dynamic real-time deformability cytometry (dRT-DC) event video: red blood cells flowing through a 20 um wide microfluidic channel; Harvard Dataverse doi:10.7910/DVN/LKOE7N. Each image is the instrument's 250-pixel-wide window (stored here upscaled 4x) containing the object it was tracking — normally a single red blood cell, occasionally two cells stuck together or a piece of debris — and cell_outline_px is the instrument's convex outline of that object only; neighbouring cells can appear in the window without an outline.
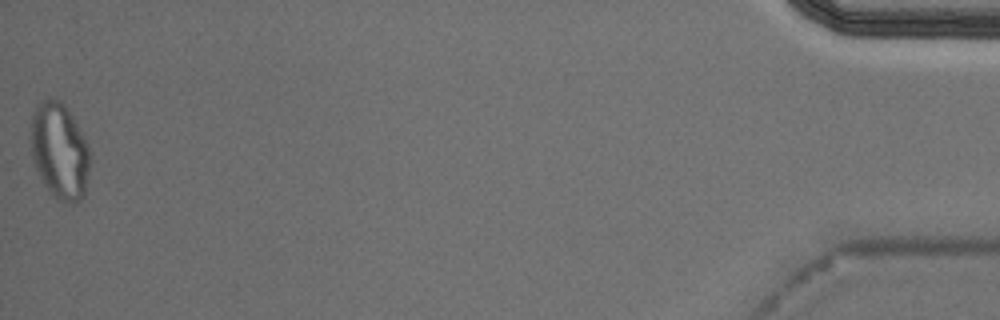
{"species": "Egyptian fruit bat (a non-hibernating species)", "species_latin": "Rousettus aegyptiacus", "temperature_condition": "cold", "stored_images_in_passage": 42, "camera_frame_rate_fps": 3000, "um_per_image_px": 0.085, "animal": {"sex": "male"}, "frame": {"image": 1, "passage_image": 42, "time_ms": 13.667, "image_size_px": [1000, 320], "cell_outline_px": [[92, 156], [84, 196], [76, 204], [72, 204], [56, 200], [48, 192], [32, 160], [32, 112], [36, 104], [44, 100], [60, 100], [64, 104], [72, 116], [84, 136], [92, 152]], "centroid_in_image_um": [5.1, 12.89], "position_along_channel_um": 430.1, "area_um2": 33.52}, "authors_computed_cell_mechanics": {"area_um2": 19.8543, "velocity_mm_per_s": 3.7221, "shape_relaxation_time_tau1_ms": null, "shape_relaxation_time_tau2_ms": 3.0264, "deformation_change_tau1": null, "deformation_change_tau2": 0.0964}}